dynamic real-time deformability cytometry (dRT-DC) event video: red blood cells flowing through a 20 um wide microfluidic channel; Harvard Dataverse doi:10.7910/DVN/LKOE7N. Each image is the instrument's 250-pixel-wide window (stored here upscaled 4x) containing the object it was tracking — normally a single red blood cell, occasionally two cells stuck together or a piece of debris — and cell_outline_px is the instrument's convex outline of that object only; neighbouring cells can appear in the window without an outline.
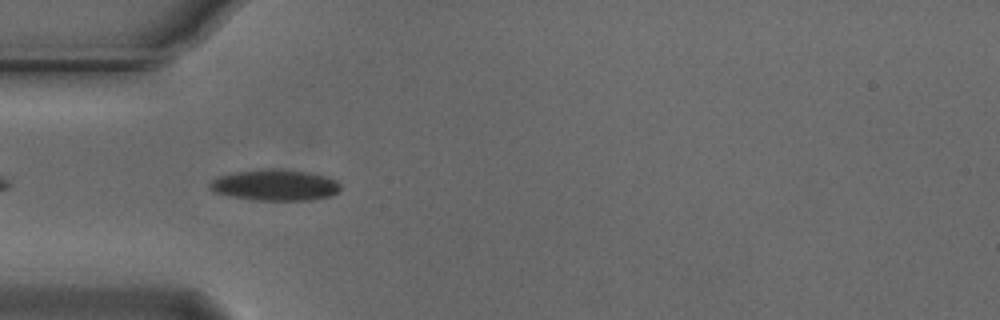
{"species": "Egyptian fruit bat (a non-hibernating species)", "species_latin": "Rousettus aegyptiacus", "temperature_condition": "cold", "stored_images_in_passage": 41, "camera_frame_rate_fps": 3000, "um_per_image_px": 0.085, "animal": {"sex": "male"}, "frame": {"image": 1, "passage_image": 3, "time_ms": 0.667, "image_size_px": [1000, 320], "cell_outline_px": [[340, 188], [332, 196], [312, 200], [252, 200], [212, 192], [208, 188], [208, 184], [212, 180], [220, 176], [236, 172], [260, 168], [276, 168], [308, 172], [324, 176], [336, 180], [340, 184]], "centroid_in_image_um": [23.35, 15.73], "position_along_channel_um": 61.6, "area_um2": 23.87}}
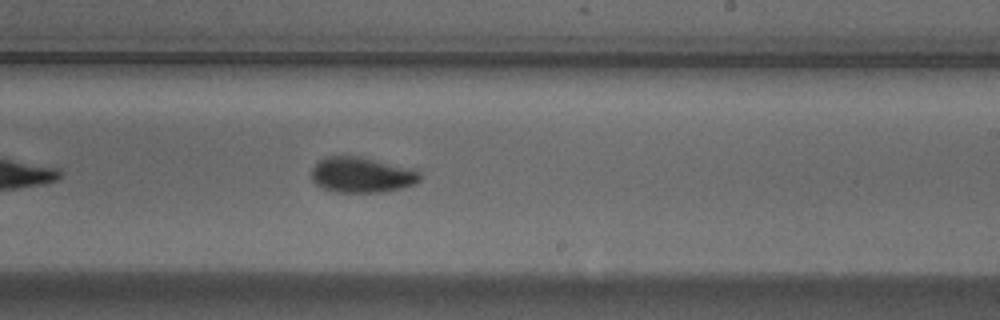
{"frame": {"image": 2, "passage_image": 19, "time_ms": 6.0, "image_size_px": [1000, 320], "cell_outline_px": [[420, 180], [416, 184], [400, 188], [380, 192], [336, 192], [324, 188], [316, 184], [312, 180], [312, 168], [316, 160], [324, 156], [364, 156], [416, 168], [420, 172]], "centroid_in_image_um": [30.77, 14.83], "position_along_channel_um": 258.2, "area_um2": 23.0}}
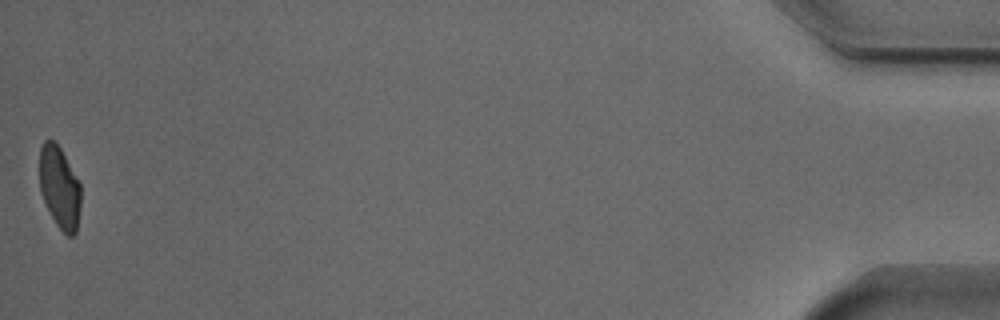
{"frame": {"image": 3, "passage_image": 41, "time_ms": 13.333, "image_size_px": [1000, 320], "cell_outline_px": [[80, 208], [76, 232], [72, 236], [68, 236], [56, 224], [40, 192], [40, 148], [44, 140], [52, 140], [60, 148], [80, 184]], "centroid_in_image_um": [5.06, 15.94], "position_along_channel_um": 430.1, "area_um2": 19.36}, "authors_computed_cell_mechanics": {"area_um2": 21.964, "velocity_mm_per_s": 3.726, "shape_relaxation_time_tau1_ms": 3.994, "shape_relaxation_time_tau2_ms": 2.5432, "deformation_change_tau1": 0.1435, "deformation_change_tau2": 0.0694}}